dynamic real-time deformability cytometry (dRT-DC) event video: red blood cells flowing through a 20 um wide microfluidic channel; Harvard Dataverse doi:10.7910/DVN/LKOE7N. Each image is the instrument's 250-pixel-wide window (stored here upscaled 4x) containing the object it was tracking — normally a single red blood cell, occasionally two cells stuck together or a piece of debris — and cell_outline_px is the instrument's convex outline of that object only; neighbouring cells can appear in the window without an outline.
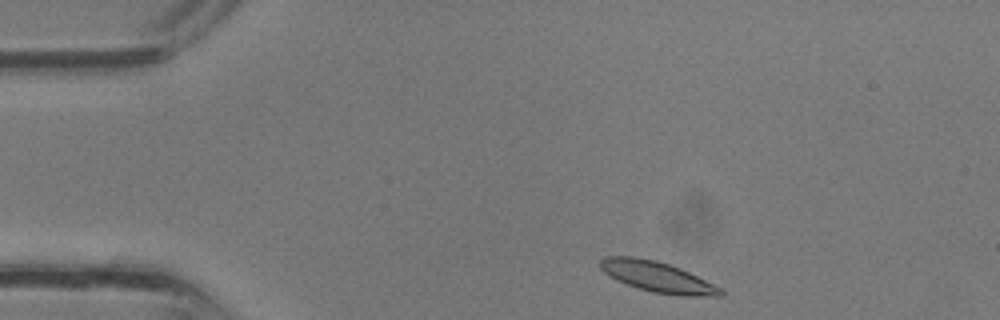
{"species": "common noctule bat (a hibernating species)", "species_latin": "Nyctalus noctula", "temperature_condition": "room temperature", "stored_images_in_passage": 31, "camera_frame_rate_fps": 3000, "um_per_image_px": 0.085, "animal": {"sex": "male", "body_mass_g": 13.3}, "frame": {"image": 1, "passage_image": 1, "time_ms": 0.0, "image_size_px": [1000, 320], "cell_outline_px": [[724, 296], [680, 296], [652, 292], [616, 280], [604, 272], [600, 268], [600, 260], [604, 256], [632, 256], [656, 260], [680, 268], [720, 288], [724, 292]], "centroid_in_image_um": [55.85, 23.53], "position_along_channel_um": 29.1, "area_um2": 21.21}}
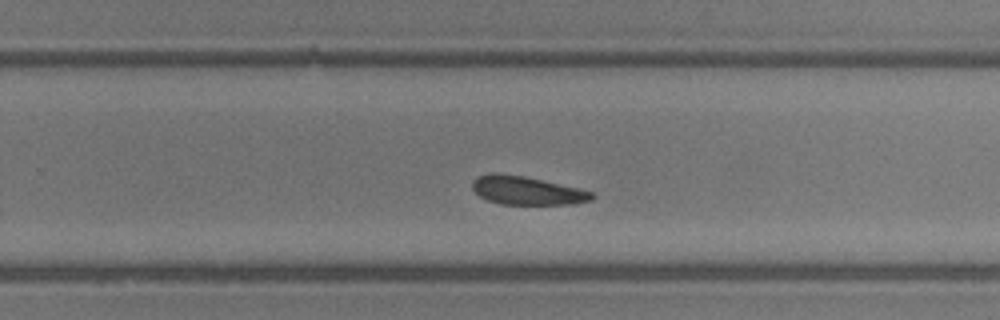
{"frame": {"image": 2, "passage_image": 18, "time_ms": 5.667, "image_size_px": [1000, 320], "cell_outline_px": [[596, 196], [592, 200], [572, 204], [500, 204], [488, 200], [480, 196], [472, 188], [472, 180], [476, 176], [492, 172], [496, 172], [524, 176], [580, 188], [592, 192]], "centroid_in_image_um": [44.77, 16.18], "position_along_channel_um": 285.0, "area_um2": 19.94}}
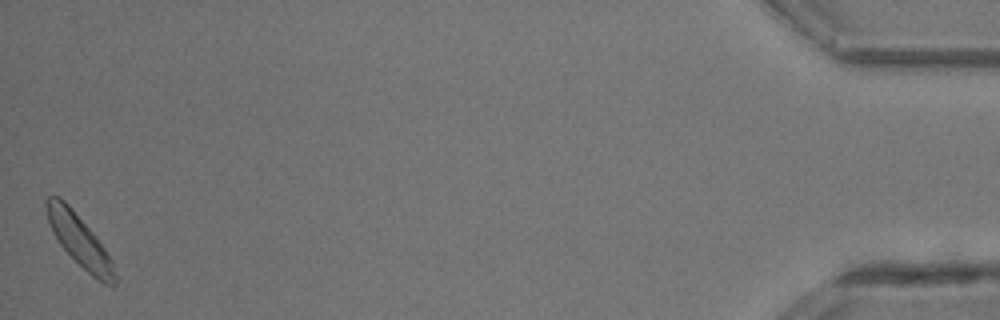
{"frame": {"image": 3, "passage_image": 31, "time_ms": 10.0, "image_size_px": [1000, 320], "cell_outline_px": [[116, 284], [112, 288], [104, 284], [92, 276], [60, 244], [52, 232], [48, 220], [44, 204], [44, 200], [48, 196], [60, 196], [72, 208], [96, 236], [112, 260], [116, 276]], "centroid_in_image_um": [6.75, 20.43], "position_along_channel_um": 428.4, "area_um2": 20.46}}